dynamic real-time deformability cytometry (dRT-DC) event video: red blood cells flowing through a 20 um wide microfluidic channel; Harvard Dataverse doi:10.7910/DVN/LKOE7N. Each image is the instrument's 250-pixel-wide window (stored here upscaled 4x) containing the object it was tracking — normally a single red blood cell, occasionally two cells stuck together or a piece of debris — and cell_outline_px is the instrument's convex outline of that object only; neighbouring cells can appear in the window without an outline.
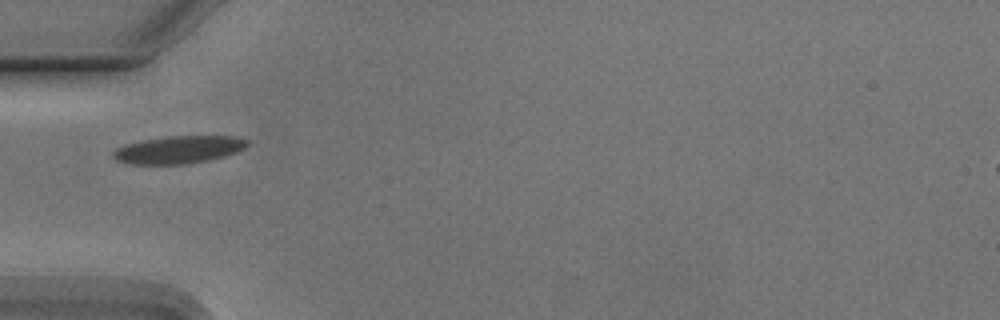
{"species": "Egyptian fruit bat (a non-hibernating species)", "species_latin": "Rousettus aegyptiacus", "temperature_condition": "cold", "stored_images_in_passage": 3, "camera_frame_rate_fps": 3000, "um_per_image_px": 0.085, "animal": {"sex": "male"}, "frame": {"image": 1, "passage_image": 1, "time_ms": 0.0, "image_size_px": [1000, 320], "cell_outline_px": [[248, 144], [244, 148], [236, 152], [224, 156], [208, 160], [184, 164], [128, 164], [116, 160], [112, 156], [112, 152], [116, 148], [124, 144], [144, 140], [168, 136], [240, 136], [248, 140]], "centroid_in_image_um": [15.17, 12.72], "position_along_channel_um": 69.8, "area_um2": 21.62}}
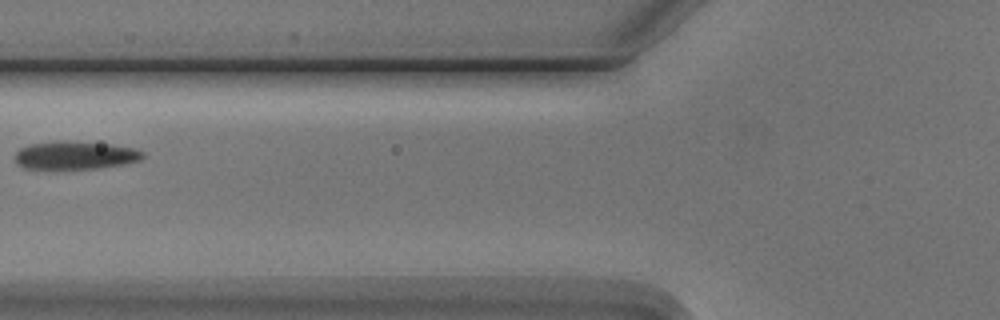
{"frame": {"image": 2, "passage_image": 2, "time_ms": 1.333, "image_size_px": [1000, 320], "cell_outline_px": [[144, 156], [140, 160], [124, 164], [96, 168], [24, 168], [16, 160], [16, 152], [20, 148], [28, 144], [56, 140], [68, 140], [112, 144], [136, 148], [144, 152]], "centroid_in_image_um": [6.42, 13.16], "position_along_channel_um": 119.4, "area_um2": 20.98}}
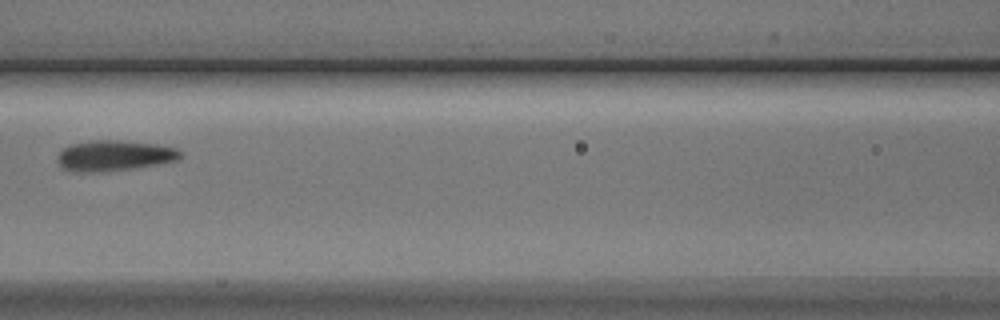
{"frame": {"image": 3, "passage_image": 3, "time_ms": 2.333, "image_size_px": [1000, 320], "cell_outline_px": [[184, 156], [180, 160], [136, 168], [104, 172], [72, 172], [60, 168], [56, 160], [60, 152], [64, 148], [72, 144], [92, 140], [116, 140], [156, 144], [176, 148], [184, 152]], "centroid_in_image_um": [9.73, 13.25], "position_along_channel_um": 156.9, "area_um2": 22.37}}